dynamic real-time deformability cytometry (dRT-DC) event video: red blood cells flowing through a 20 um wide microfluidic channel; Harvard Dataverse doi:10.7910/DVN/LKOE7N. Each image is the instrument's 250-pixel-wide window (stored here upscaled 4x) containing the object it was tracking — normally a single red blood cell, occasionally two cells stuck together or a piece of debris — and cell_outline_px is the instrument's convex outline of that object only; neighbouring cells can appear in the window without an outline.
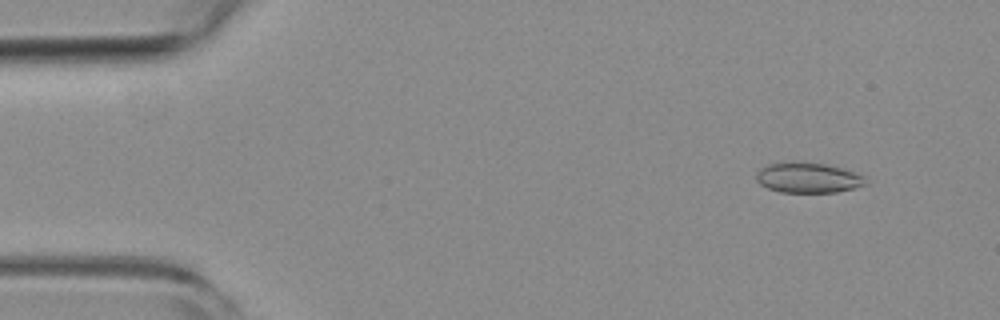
{"species": "common noctule bat (a hibernating species)", "species_latin": "Nyctalus noctula", "temperature_condition": "room temperature", "stored_images_in_passage": 12, "camera_frame_rate_fps": 3000, "um_per_image_px": 0.085, "animal": {"sex": "female", "body_mass_g": 19.3, "forearm_length_mm": 54.1}, "frame": {"image": 1, "passage_image": 4, "time_ms": 1.0, "image_size_px": [1000, 320], "cell_outline_px": [[868, 184], [836, 192], [780, 192], [768, 188], [760, 184], [756, 180], [756, 172], [760, 168], [768, 164], [824, 164], [844, 168], [868, 176]], "centroid_in_image_um": [68.76, 15.14], "position_along_channel_um": 16.2, "area_um2": 18.96}}